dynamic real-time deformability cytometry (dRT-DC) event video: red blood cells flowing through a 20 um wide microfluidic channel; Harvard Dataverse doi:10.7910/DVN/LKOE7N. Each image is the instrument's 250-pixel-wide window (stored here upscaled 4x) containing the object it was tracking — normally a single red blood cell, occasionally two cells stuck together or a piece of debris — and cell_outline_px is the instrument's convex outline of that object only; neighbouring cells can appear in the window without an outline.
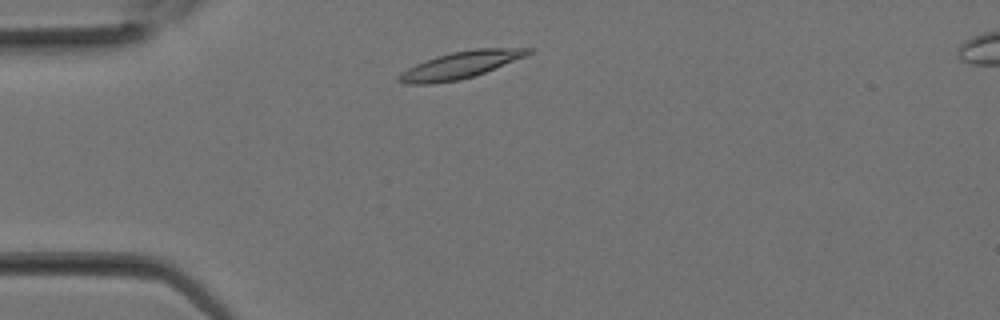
{"species": "Egyptian fruit bat (a non-hibernating species)", "species_latin": "Rousettus aegyptiacus", "temperature_condition": "room temperature", "stored_images_in_passage": 14, "camera_frame_rate_fps": 3000, "um_per_image_px": 0.085, "animal": {"sex": "female"}, "frame": {"image": 1, "passage_image": 2, "time_ms": 0.333, "image_size_px": [1000, 320], "cell_outline_px": [[532, 52], [524, 56], [476, 76], [460, 80], [432, 84], [404, 84], [396, 80], [396, 76], [408, 68], [416, 64], [436, 56], [452, 52], [476, 48], [532, 48]], "centroid_in_image_um": [39.08, 5.54], "position_along_channel_um": 45.9, "area_um2": 20.29}}
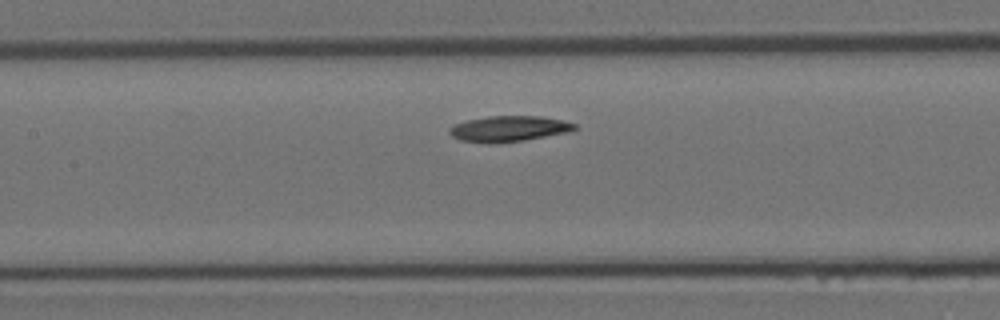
{"frame": {"image": 2, "passage_image": 8, "time_ms": 2.333, "image_size_px": [1000, 320], "cell_outline_px": [[576, 128], [568, 132], [524, 140], [460, 140], [452, 136], [448, 132], [448, 128], [464, 120], [488, 116], [540, 116], [564, 120], [576, 124]], "centroid_in_image_um": [43.29, 10.88], "position_along_channel_um": 164.1, "area_um2": 17.92}}
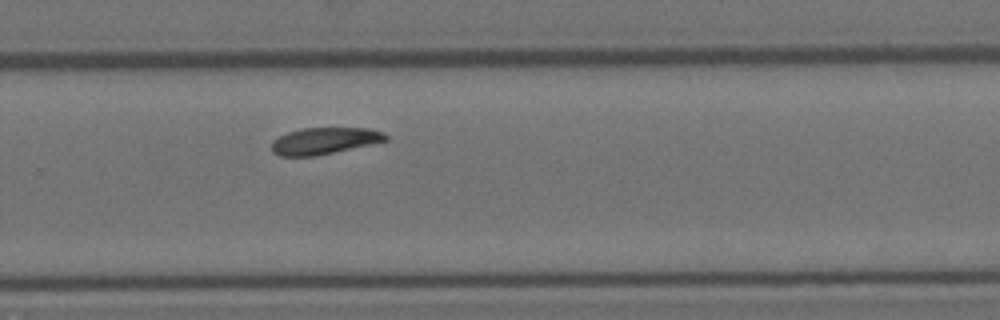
{"frame": {"image": 3, "passage_image": 14, "time_ms": 4.333, "image_size_px": [1000, 320], "cell_outline_px": [[388, 140], [316, 156], [280, 156], [272, 152], [272, 140], [288, 132], [300, 128], [368, 128], [384, 132], [388, 136]], "centroid_in_image_um": [27.56, 11.97], "position_along_channel_um": 302.2, "area_um2": 17.69}}